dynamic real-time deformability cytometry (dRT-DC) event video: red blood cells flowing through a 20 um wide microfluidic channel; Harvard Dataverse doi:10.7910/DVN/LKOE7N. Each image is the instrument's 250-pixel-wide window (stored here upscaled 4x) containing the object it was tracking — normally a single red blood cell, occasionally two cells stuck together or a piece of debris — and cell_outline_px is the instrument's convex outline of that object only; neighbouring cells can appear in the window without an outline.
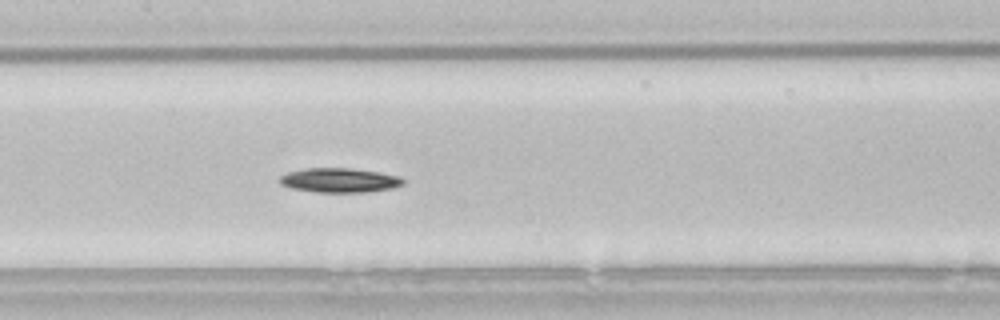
{"species": "common noctule bat (a hibernating species)", "species_latin": "Nyctalus noctula", "temperature_condition": "room temperature", "stored_images_in_passage": 45, "segment_of_instrument_passage": [1, 2], "camera_frame_rate_fps": 3000, "um_per_image_px": 0.085, "animal": {"sex": "male", "body_mass_g": 21.5, "forearm_length_mm": 52.0}, "frame": {"image": 1, "passage_image": 16, "time_ms": 5.0, "image_size_px": [1000, 320], "cell_outline_px": [[404, 184], [392, 188], [368, 192], [316, 192], [292, 188], [280, 184], [280, 176], [288, 172], [304, 168], [348, 168], [376, 172], [400, 176], [404, 180]], "centroid_in_image_um": [28.85, 15.32], "position_along_channel_um": 178.5, "area_um2": 17.46}}
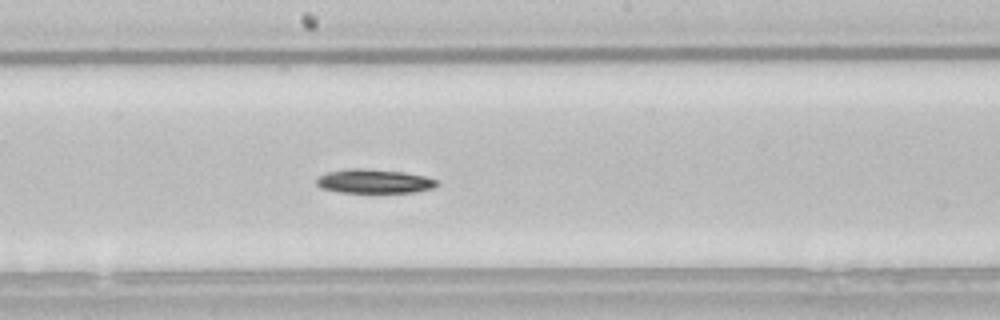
{"frame": {"image": 2, "passage_image": 19, "time_ms": 6.0, "image_size_px": [1000, 320], "cell_outline_px": [[440, 184], [432, 188], [416, 192], [340, 192], [320, 188], [316, 184], [316, 180], [320, 176], [328, 172], [348, 168], [364, 168], [404, 172], [424, 176], [440, 180]], "centroid_in_image_um": [31.83, 15.4], "position_along_channel_um": 216.4, "area_um2": 16.94}}
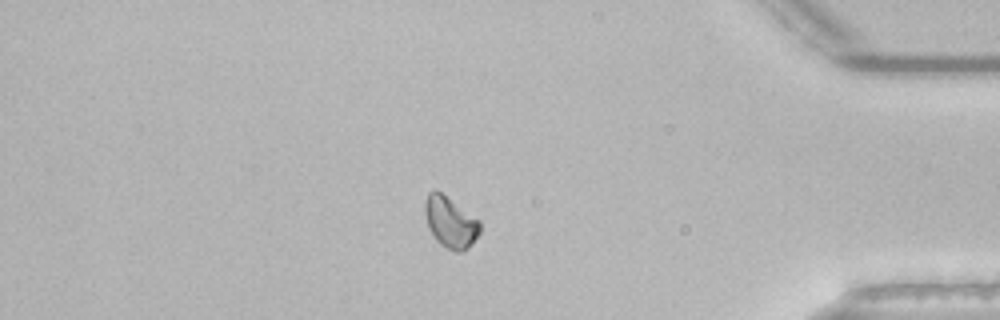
{"frame": {"image": 3, "passage_image": 36, "time_ms": 11.667, "image_size_px": [1000, 320], "cell_outline_px": [[480, 232], [472, 244], [468, 248], [460, 252], [456, 252], [440, 244], [432, 236], [428, 228], [424, 212], [424, 204], [428, 192], [432, 188], [436, 188], [480, 220]], "centroid_in_image_um": [38.26, 18.86], "position_along_channel_um": 396.9, "area_um2": 16.7}}